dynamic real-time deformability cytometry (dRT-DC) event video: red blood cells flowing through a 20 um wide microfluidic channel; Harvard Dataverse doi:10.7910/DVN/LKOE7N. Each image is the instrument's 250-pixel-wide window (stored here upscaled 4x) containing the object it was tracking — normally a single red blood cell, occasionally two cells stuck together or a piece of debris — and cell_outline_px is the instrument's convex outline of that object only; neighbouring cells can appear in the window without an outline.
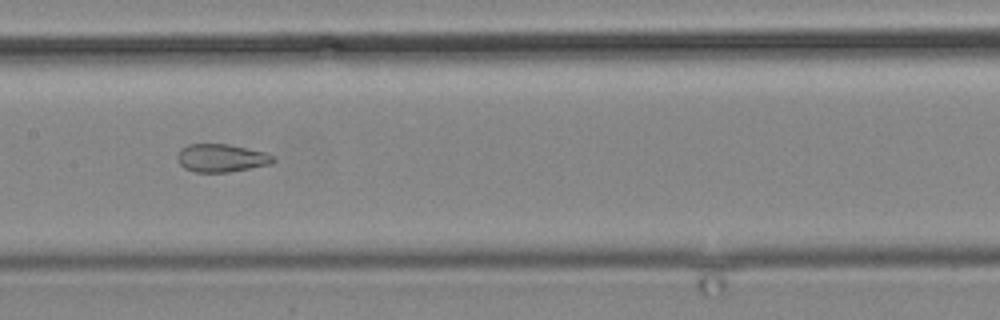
{"species": "common noctule bat (a hibernating species)", "species_latin": "Nyctalus noctula", "temperature_condition": "cold", "stored_images_in_passage": 12, "camera_frame_rate_fps": 3000, "um_per_image_px": 0.085, "animal": {"sex": "male", "body_mass_g": 19.2, "forearm_length_mm": 51.8}, "frame": {"image": 1, "passage_image": 7, "time_ms": 7.667, "image_size_px": [1000, 320], "cell_outline_px": [[276, 160], [272, 164], [228, 172], [196, 172], [184, 168], [176, 160], [176, 156], [180, 148], [188, 144], [228, 144], [264, 152], [272, 156]], "centroid_in_image_um": [18.77, 13.43], "position_along_channel_um": 188.6, "area_um2": 15.66}}
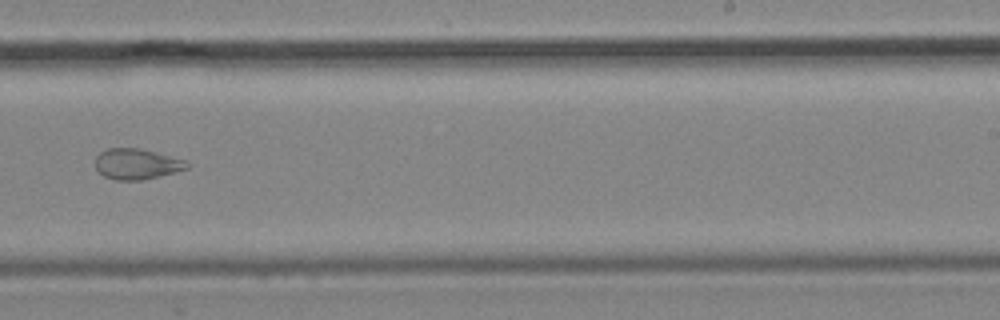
{"frame": {"image": 2, "passage_image": 9, "time_ms": 10.333, "image_size_px": [1000, 320], "cell_outline_px": [[188, 168], [140, 180], [116, 180], [104, 176], [96, 168], [96, 156], [100, 152], [108, 148], [140, 148], [188, 160]], "centroid_in_image_um": [11.61, 13.92], "position_along_channel_um": 277.4, "area_um2": 16.18}}
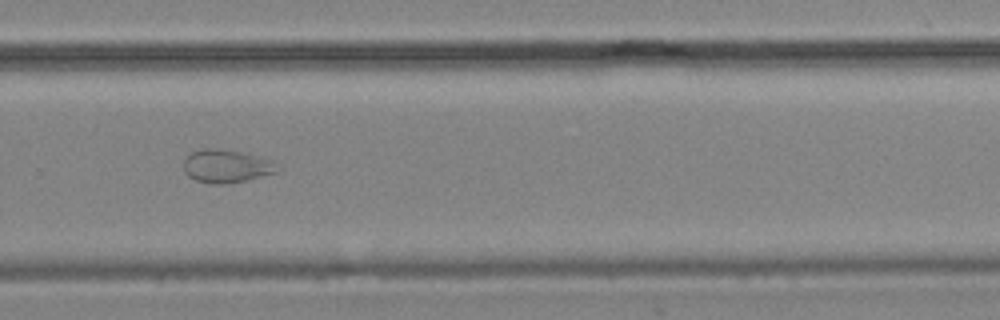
{"frame": {"image": 3, "passage_image": 10, "time_ms": 11.333, "image_size_px": [1000, 320], "cell_outline_px": [[276, 172], [228, 184], [208, 184], [196, 180], [188, 176], [184, 172], [184, 156], [200, 148], [216, 148], [244, 152], [272, 160]], "centroid_in_image_um": [19.14, 14.11], "position_along_channel_um": 310.7, "area_um2": 18.03}}